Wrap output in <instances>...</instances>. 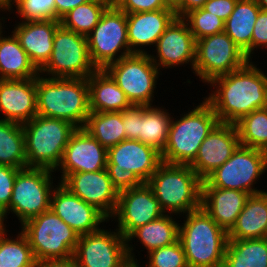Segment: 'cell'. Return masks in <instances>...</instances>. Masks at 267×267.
I'll return each instance as SVG.
<instances>
[{"label": "cell", "mask_w": 267, "mask_h": 267, "mask_svg": "<svg viewBox=\"0 0 267 267\" xmlns=\"http://www.w3.org/2000/svg\"><path fill=\"white\" fill-rule=\"evenodd\" d=\"M0 30V79L36 78L40 72L13 33L3 37Z\"/></svg>", "instance_id": "cell-29"}, {"label": "cell", "mask_w": 267, "mask_h": 267, "mask_svg": "<svg viewBox=\"0 0 267 267\" xmlns=\"http://www.w3.org/2000/svg\"><path fill=\"white\" fill-rule=\"evenodd\" d=\"M207 0H182L175 9L178 18H182L186 13L194 9L202 8Z\"/></svg>", "instance_id": "cell-47"}, {"label": "cell", "mask_w": 267, "mask_h": 267, "mask_svg": "<svg viewBox=\"0 0 267 267\" xmlns=\"http://www.w3.org/2000/svg\"><path fill=\"white\" fill-rule=\"evenodd\" d=\"M25 135L26 167L56 171L71 135L77 129L72 123L36 115L22 124Z\"/></svg>", "instance_id": "cell-6"}, {"label": "cell", "mask_w": 267, "mask_h": 267, "mask_svg": "<svg viewBox=\"0 0 267 267\" xmlns=\"http://www.w3.org/2000/svg\"><path fill=\"white\" fill-rule=\"evenodd\" d=\"M144 114V105H132L122 111L125 140L133 139L139 141V119Z\"/></svg>", "instance_id": "cell-43"}, {"label": "cell", "mask_w": 267, "mask_h": 267, "mask_svg": "<svg viewBox=\"0 0 267 267\" xmlns=\"http://www.w3.org/2000/svg\"><path fill=\"white\" fill-rule=\"evenodd\" d=\"M176 18L173 9L127 14V37L131 54H148L142 48L156 45L157 40Z\"/></svg>", "instance_id": "cell-23"}, {"label": "cell", "mask_w": 267, "mask_h": 267, "mask_svg": "<svg viewBox=\"0 0 267 267\" xmlns=\"http://www.w3.org/2000/svg\"><path fill=\"white\" fill-rule=\"evenodd\" d=\"M0 165L26 168L25 135L22 124L0 119Z\"/></svg>", "instance_id": "cell-33"}, {"label": "cell", "mask_w": 267, "mask_h": 267, "mask_svg": "<svg viewBox=\"0 0 267 267\" xmlns=\"http://www.w3.org/2000/svg\"><path fill=\"white\" fill-rule=\"evenodd\" d=\"M170 214H164L161 217L153 220L135 229L127 238V254L128 258L136 259L133 252V247L130 242L133 239H138L140 244L146 247L147 252L155 249L168 246L179 240V225L175 218Z\"/></svg>", "instance_id": "cell-28"}, {"label": "cell", "mask_w": 267, "mask_h": 267, "mask_svg": "<svg viewBox=\"0 0 267 267\" xmlns=\"http://www.w3.org/2000/svg\"><path fill=\"white\" fill-rule=\"evenodd\" d=\"M120 267H141V266H139V262L137 261V259L127 258Z\"/></svg>", "instance_id": "cell-50"}, {"label": "cell", "mask_w": 267, "mask_h": 267, "mask_svg": "<svg viewBox=\"0 0 267 267\" xmlns=\"http://www.w3.org/2000/svg\"><path fill=\"white\" fill-rule=\"evenodd\" d=\"M239 145L236 125L219 122L201 143L195 160L189 166L204 180L222 166Z\"/></svg>", "instance_id": "cell-20"}, {"label": "cell", "mask_w": 267, "mask_h": 267, "mask_svg": "<svg viewBox=\"0 0 267 267\" xmlns=\"http://www.w3.org/2000/svg\"><path fill=\"white\" fill-rule=\"evenodd\" d=\"M248 197V193L239 190L202 187L201 207L228 233Z\"/></svg>", "instance_id": "cell-25"}, {"label": "cell", "mask_w": 267, "mask_h": 267, "mask_svg": "<svg viewBox=\"0 0 267 267\" xmlns=\"http://www.w3.org/2000/svg\"><path fill=\"white\" fill-rule=\"evenodd\" d=\"M182 19L187 23L195 41L224 31L225 21L203 8L189 11Z\"/></svg>", "instance_id": "cell-38"}, {"label": "cell", "mask_w": 267, "mask_h": 267, "mask_svg": "<svg viewBox=\"0 0 267 267\" xmlns=\"http://www.w3.org/2000/svg\"><path fill=\"white\" fill-rule=\"evenodd\" d=\"M87 81L91 112H122L132 106L124 91L104 69H97Z\"/></svg>", "instance_id": "cell-27"}, {"label": "cell", "mask_w": 267, "mask_h": 267, "mask_svg": "<svg viewBox=\"0 0 267 267\" xmlns=\"http://www.w3.org/2000/svg\"><path fill=\"white\" fill-rule=\"evenodd\" d=\"M161 163V153L138 140L126 139L107 149L106 170L118 193L146 183Z\"/></svg>", "instance_id": "cell-7"}, {"label": "cell", "mask_w": 267, "mask_h": 267, "mask_svg": "<svg viewBox=\"0 0 267 267\" xmlns=\"http://www.w3.org/2000/svg\"><path fill=\"white\" fill-rule=\"evenodd\" d=\"M55 1V20H60L65 14L78 5L89 2L90 0H54Z\"/></svg>", "instance_id": "cell-46"}, {"label": "cell", "mask_w": 267, "mask_h": 267, "mask_svg": "<svg viewBox=\"0 0 267 267\" xmlns=\"http://www.w3.org/2000/svg\"><path fill=\"white\" fill-rule=\"evenodd\" d=\"M248 61L244 51L223 31L196 40L193 73L207 84L213 78L241 68Z\"/></svg>", "instance_id": "cell-14"}, {"label": "cell", "mask_w": 267, "mask_h": 267, "mask_svg": "<svg viewBox=\"0 0 267 267\" xmlns=\"http://www.w3.org/2000/svg\"><path fill=\"white\" fill-rule=\"evenodd\" d=\"M84 129L106 149L125 140L122 112H90Z\"/></svg>", "instance_id": "cell-34"}, {"label": "cell", "mask_w": 267, "mask_h": 267, "mask_svg": "<svg viewBox=\"0 0 267 267\" xmlns=\"http://www.w3.org/2000/svg\"><path fill=\"white\" fill-rule=\"evenodd\" d=\"M172 117L168 140L161 153L162 162L190 165L196 158L199 147L219 123L211 105L204 99L178 120Z\"/></svg>", "instance_id": "cell-5"}, {"label": "cell", "mask_w": 267, "mask_h": 267, "mask_svg": "<svg viewBox=\"0 0 267 267\" xmlns=\"http://www.w3.org/2000/svg\"><path fill=\"white\" fill-rule=\"evenodd\" d=\"M106 165L107 149L87 130L77 128L71 135L57 167L59 171L62 170L59 181L62 182L71 173L96 172L106 169Z\"/></svg>", "instance_id": "cell-18"}, {"label": "cell", "mask_w": 267, "mask_h": 267, "mask_svg": "<svg viewBox=\"0 0 267 267\" xmlns=\"http://www.w3.org/2000/svg\"><path fill=\"white\" fill-rule=\"evenodd\" d=\"M96 70L90 59L87 37L60 25L54 34L51 56L39 70L40 75L88 78Z\"/></svg>", "instance_id": "cell-12"}, {"label": "cell", "mask_w": 267, "mask_h": 267, "mask_svg": "<svg viewBox=\"0 0 267 267\" xmlns=\"http://www.w3.org/2000/svg\"><path fill=\"white\" fill-rule=\"evenodd\" d=\"M208 84L214 91L204 99L221 123L235 124L244 115L267 107V73L251 60L235 71L213 78Z\"/></svg>", "instance_id": "cell-1"}, {"label": "cell", "mask_w": 267, "mask_h": 267, "mask_svg": "<svg viewBox=\"0 0 267 267\" xmlns=\"http://www.w3.org/2000/svg\"><path fill=\"white\" fill-rule=\"evenodd\" d=\"M60 25V20L21 21L11 32L18 38L21 47L38 70L51 56L54 34Z\"/></svg>", "instance_id": "cell-24"}, {"label": "cell", "mask_w": 267, "mask_h": 267, "mask_svg": "<svg viewBox=\"0 0 267 267\" xmlns=\"http://www.w3.org/2000/svg\"><path fill=\"white\" fill-rule=\"evenodd\" d=\"M19 168L0 165V217L10 208L13 185Z\"/></svg>", "instance_id": "cell-41"}, {"label": "cell", "mask_w": 267, "mask_h": 267, "mask_svg": "<svg viewBox=\"0 0 267 267\" xmlns=\"http://www.w3.org/2000/svg\"><path fill=\"white\" fill-rule=\"evenodd\" d=\"M114 230L102 228L80 235L73 255L77 267H120L128 258L127 242Z\"/></svg>", "instance_id": "cell-15"}, {"label": "cell", "mask_w": 267, "mask_h": 267, "mask_svg": "<svg viewBox=\"0 0 267 267\" xmlns=\"http://www.w3.org/2000/svg\"><path fill=\"white\" fill-rule=\"evenodd\" d=\"M267 49V11L260 10L257 20L254 25L253 35L251 40V54L254 50L261 47ZM259 47V48H257Z\"/></svg>", "instance_id": "cell-44"}, {"label": "cell", "mask_w": 267, "mask_h": 267, "mask_svg": "<svg viewBox=\"0 0 267 267\" xmlns=\"http://www.w3.org/2000/svg\"><path fill=\"white\" fill-rule=\"evenodd\" d=\"M154 46L157 55L149 54V56L158 69L172 68L190 62L193 70L196 41L182 18L177 17Z\"/></svg>", "instance_id": "cell-21"}, {"label": "cell", "mask_w": 267, "mask_h": 267, "mask_svg": "<svg viewBox=\"0 0 267 267\" xmlns=\"http://www.w3.org/2000/svg\"><path fill=\"white\" fill-rule=\"evenodd\" d=\"M146 183L165 214L184 215L201 207L202 179L189 165L162 162Z\"/></svg>", "instance_id": "cell-4"}, {"label": "cell", "mask_w": 267, "mask_h": 267, "mask_svg": "<svg viewBox=\"0 0 267 267\" xmlns=\"http://www.w3.org/2000/svg\"><path fill=\"white\" fill-rule=\"evenodd\" d=\"M267 237V192L251 194L246 199L236 223L228 232V240Z\"/></svg>", "instance_id": "cell-26"}, {"label": "cell", "mask_w": 267, "mask_h": 267, "mask_svg": "<svg viewBox=\"0 0 267 267\" xmlns=\"http://www.w3.org/2000/svg\"><path fill=\"white\" fill-rule=\"evenodd\" d=\"M38 262L73 257L79 234L51 209L21 225Z\"/></svg>", "instance_id": "cell-8"}, {"label": "cell", "mask_w": 267, "mask_h": 267, "mask_svg": "<svg viewBox=\"0 0 267 267\" xmlns=\"http://www.w3.org/2000/svg\"><path fill=\"white\" fill-rule=\"evenodd\" d=\"M61 183L84 202L96 207L109 220L112 218L119 193L113 187L106 169L71 173Z\"/></svg>", "instance_id": "cell-19"}, {"label": "cell", "mask_w": 267, "mask_h": 267, "mask_svg": "<svg viewBox=\"0 0 267 267\" xmlns=\"http://www.w3.org/2000/svg\"><path fill=\"white\" fill-rule=\"evenodd\" d=\"M235 125L240 145L267 152V107L244 115Z\"/></svg>", "instance_id": "cell-37"}, {"label": "cell", "mask_w": 267, "mask_h": 267, "mask_svg": "<svg viewBox=\"0 0 267 267\" xmlns=\"http://www.w3.org/2000/svg\"><path fill=\"white\" fill-rule=\"evenodd\" d=\"M256 0H237L234 10L224 23V32L251 59V40L260 11Z\"/></svg>", "instance_id": "cell-30"}, {"label": "cell", "mask_w": 267, "mask_h": 267, "mask_svg": "<svg viewBox=\"0 0 267 267\" xmlns=\"http://www.w3.org/2000/svg\"><path fill=\"white\" fill-rule=\"evenodd\" d=\"M3 120L25 124L37 115L36 78L0 79Z\"/></svg>", "instance_id": "cell-22"}, {"label": "cell", "mask_w": 267, "mask_h": 267, "mask_svg": "<svg viewBox=\"0 0 267 267\" xmlns=\"http://www.w3.org/2000/svg\"><path fill=\"white\" fill-rule=\"evenodd\" d=\"M267 170V152L239 145L232 156L204 180L202 187L234 189L249 195L263 192L253 187Z\"/></svg>", "instance_id": "cell-10"}, {"label": "cell", "mask_w": 267, "mask_h": 267, "mask_svg": "<svg viewBox=\"0 0 267 267\" xmlns=\"http://www.w3.org/2000/svg\"><path fill=\"white\" fill-rule=\"evenodd\" d=\"M112 3L126 14L171 9L164 0H114Z\"/></svg>", "instance_id": "cell-42"}, {"label": "cell", "mask_w": 267, "mask_h": 267, "mask_svg": "<svg viewBox=\"0 0 267 267\" xmlns=\"http://www.w3.org/2000/svg\"><path fill=\"white\" fill-rule=\"evenodd\" d=\"M6 227H0V267H36L37 261L26 236L8 238Z\"/></svg>", "instance_id": "cell-35"}, {"label": "cell", "mask_w": 267, "mask_h": 267, "mask_svg": "<svg viewBox=\"0 0 267 267\" xmlns=\"http://www.w3.org/2000/svg\"><path fill=\"white\" fill-rule=\"evenodd\" d=\"M104 70L124 91L132 105L152 106L160 69L148 54H131L108 64Z\"/></svg>", "instance_id": "cell-13"}, {"label": "cell", "mask_w": 267, "mask_h": 267, "mask_svg": "<svg viewBox=\"0 0 267 267\" xmlns=\"http://www.w3.org/2000/svg\"><path fill=\"white\" fill-rule=\"evenodd\" d=\"M182 0H164V3L171 9L175 10Z\"/></svg>", "instance_id": "cell-51"}, {"label": "cell", "mask_w": 267, "mask_h": 267, "mask_svg": "<svg viewBox=\"0 0 267 267\" xmlns=\"http://www.w3.org/2000/svg\"><path fill=\"white\" fill-rule=\"evenodd\" d=\"M36 267H77L73 257L67 259L46 260L38 262Z\"/></svg>", "instance_id": "cell-48"}, {"label": "cell", "mask_w": 267, "mask_h": 267, "mask_svg": "<svg viewBox=\"0 0 267 267\" xmlns=\"http://www.w3.org/2000/svg\"><path fill=\"white\" fill-rule=\"evenodd\" d=\"M14 0H0V8L3 9L2 11H9L13 8Z\"/></svg>", "instance_id": "cell-49"}, {"label": "cell", "mask_w": 267, "mask_h": 267, "mask_svg": "<svg viewBox=\"0 0 267 267\" xmlns=\"http://www.w3.org/2000/svg\"><path fill=\"white\" fill-rule=\"evenodd\" d=\"M237 0H207L203 9L226 21L234 10Z\"/></svg>", "instance_id": "cell-45"}, {"label": "cell", "mask_w": 267, "mask_h": 267, "mask_svg": "<svg viewBox=\"0 0 267 267\" xmlns=\"http://www.w3.org/2000/svg\"><path fill=\"white\" fill-rule=\"evenodd\" d=\"M110 4L109 0H90L65 14L60 19V24L66 29L87 36Z\"/></svg>", "instance_id": "cell-36"}, {"label": "cell", "mask_w": 267, "mask_h": 267, "mask_svg": "<svg viewBox=\"0 0 267 267\" xmlns=\"http://www.w3.org/2000/svg\"><path fill=\"white\" fill-rule=\"evenodd\" d=\"M170 116L164 108L144 105V114L139 119V141L162 153L168 140Z\"/></svg>", "instance_id": "cell-32"}, {"label": "cell", "mask_w": 267, "mask_h": 267, "mask_svg": "<svg viewBox=\"0 0 267 267\" xmlns=\"http://www.w3.org/2000/svg\"><path fill=\"white\" fill-rule=\"evenodd\" d=\"M0 10H2V9L0 8ZM0 20L4 21L3 18H1ZM2 28H3V27H2V22L0 21V30H1Z\"/></svg>", "instance_id": "cell-53"}, {"label": "cell", "mask_w": 267, "mask_h": 267, "mask_svg": "<svg viewBox=\"0 0 267 267\" xmlns=\"http://www.w3.org/2000/svg\"><path fill=\"white\" fill-rule=\"evenodd\" d=\"M147 258L146 267H189L180 240L149 252Z\"/></svg>", "instance_id": "cell-39"}, {"label": "cell", "mask_w": 267, "mask_h": 267, "mask_svg": "<svg viewBox=\"0 0 267 267\" xmlns=\"http://www.w3.org/2000/svg\"><path fill=\"white\" fill-rule=\"evenodd\" d=\"M86 37L90 59L97 69H104L108 64L131 55L127 14L113 3L105 9L98 24Z\"/></svg>", "instance_id": "cell-11"}, {"label": "cell", "mask_w": 267, "mask_h": 267, "mask_svg": "<svg viewBox=\"0 0 267 267\" xmlns=\"http://www.w3.org/2000/svg\"><path fill=\"white\" fill-rule=\"evenodd\" d=\"M179 240L189 267H222L228 233L202 208L185 215Z\"/></svg>", "instance_id": "cell-3"}, {"label": "cell", "mask_w": 267, "mask_h": 267, "mask_svg": "<svg viewBox=\"0 0 267 267\" xmlns=\"http://www.w3.org/2000/svg\"><path fill=\"white\" fill-rule=\"evenodd\" d=\"M53 172L55 171L34 167H26L17 172L10 208L0 217L3 227L6 226L4 221L10 212L18 217L22 225L50 209L51 196L55 187Z\"/></svg>", "instance_id": "cell-9"}, {"label": "cell", "mask_w": 267, "mask_h": 267, "mask_svg": "<svg viewBox=\"0 0 267 267\" xmlns=\"http://www.w3.org/2000/svg\"><path fill=\"white\" fill-rule=\"evenodd\" d=\"M222 267H267V237L228 240Z\"/></svg>", "instance_id": "cell-31"}, {"label": "cell", "mask_w": 267, "mask_h": 267, "mask_svg": "<svg viewBox=\"0 0 267 267\" xmlns=\"http://www.w3.org/2000/svg\"><path fill=\"white\" fill-rule=\"evenodd\" d=\"M52 192L50 209L80 235L100 230L109 219L96 207L84 202L61 182Z\"/></svg>", "instance_id": "cell-17"}, {"label": "cell", "mask_w": 267, "mask_h": 267, "mask_svg": "<svg viewBox=\"0 0 267 267\" xmlns=\"http://www.w3.org/2000/svg\"><path fill=\"white\" fill-rule=\"evenodd\" d=\"M37 115L84 128L90 114L87 78L36 77Z\"/></svg>", "instance_id": "cell-2"}, {"label": "cell", "mask_w": 267, "mask_h": 267, "mask_svg": "<svg viewBox=\"0 0 267 267\" xmlns=\"http://www.w3.org/2000/svg\"><path fill=\"white\" fill-rule=\"evenodd\" d=\"M22 21L55 20L54 0H14Z\"/></svg>", "instance_id": "cell-40"}, {"label": "cell", "mask_w": 267, "mask_h": 267, "mask_svg": "<svg viewBox=\"0 0 267 267\" xmlns=\"http://www.w3.org/2000/svg\"><path fill=\"white\" fill-rule=\"evenodd\" d=\"M261 10L267 11V0H256Z\"/></svg>", "instance_id": "cell-52"}, {"label": "cell", "mask_w": 267, "mask_h": 267, "mask_svg": "<svg viewBox=\"0 0 267 267\" xmlns=\"http://www.w3.org/2000/svg\"><path fill=\"white\" fill-rule=\"evenodd\" d=\"M164 214L152 189L147 183H143L139 187L119 192L117 207L112 217L113 220L117 218L116 229L126 239L135 229Z\"/></svg>", "instance_id": "cell-16"}]
</instances>
